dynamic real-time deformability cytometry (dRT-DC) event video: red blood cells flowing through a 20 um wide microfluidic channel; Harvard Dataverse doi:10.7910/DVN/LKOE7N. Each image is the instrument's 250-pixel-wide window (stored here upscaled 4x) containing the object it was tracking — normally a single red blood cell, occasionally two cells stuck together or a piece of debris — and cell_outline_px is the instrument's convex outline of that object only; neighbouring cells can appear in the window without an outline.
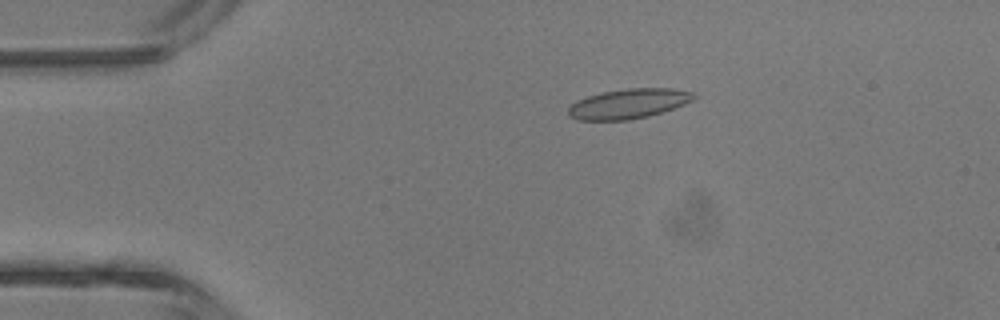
{"species": "common noctule bat (a hibernating species)", "species_latin": "Nyctalus noctula", "temperature_condition": "room temperature", "stored_images_in_passage": 44, "camera_frame_rate_fps": 3000, "um_per_image_px": 0.085, "animal": {"sex": "male", "body_mass_g": 13.3}, "frame": {"image": 1, "passage_image": 9, "time_ms": 2.667, "image_size_px": [1000, 320], "cell_outline_px": [[696, 96], [692, 100], [684, 104], [648, 116], [628, 120], [576, 120], [568, 116], [568, 108], [572, 104], [588, 96], [604, 92], [628, 88], [672, 88], [696, 92]], "centroid_in_image_um": [53.43, 8.81], "position_along_channel_um": 31.6, "area_um2": 21.62}}
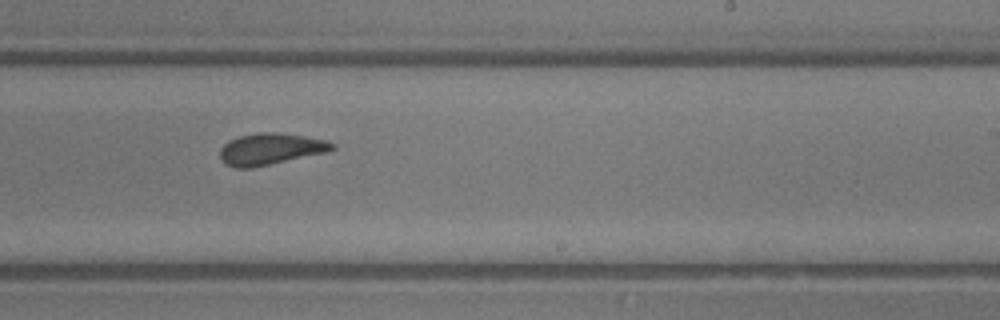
{"frame": {"image": 2, "passage_image": 27, "time_ms": 8.667, "image_size_px": [1000, 320], "cell_outline_px": [[336, 148], [328, 152], [252, 168], [236, 168], [224, 164], [220, 160], [220, 148], [228, 140], [240, 136], [260, 132], [276, 132], [304, 136], [328, 140], [336, 144]], "centroid_in_image_um": [23.0, 12.67], "position_along_channel_um": 266.0, "area_um2": 20.87}}
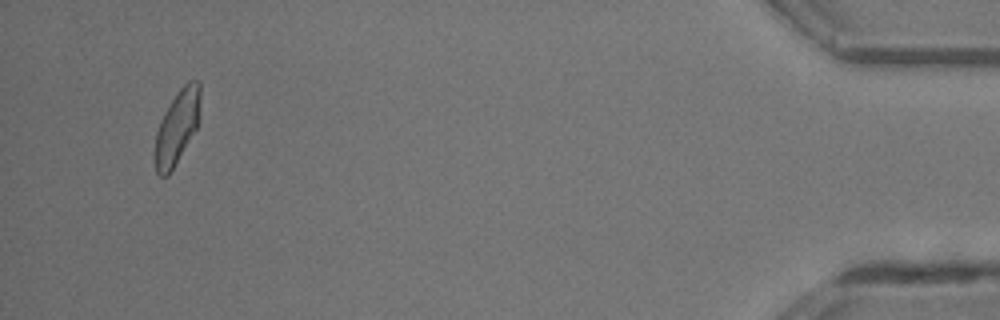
{"frame": {"image": 3, "passage_image": 42, "time_ms": 13.667, "image_size_px": [1000, 320], "cell_outline_px": [[200, 96], [196, 128], [168, 176], [160, 176], [156, 172], [156, 132], [160, 120], [164, 112], [180, 88], [188, 80], [200, 80]], "centroid_in_image_um": [15.05, 10.76], "position_along_channel_um": 420.2, "area_um2": 18.84}, "authors_computed_cell_mechanics": {"area_um2": 20.9525, "velocity_mm_per_s": 4.7213, "shape_relaxation_time_tau1_ms": 10.4796, "shape_relaxation_time_tau2_ms": 1.4654, "deformation_change_tau1": 0.2328, "deformation_change_tau2": 0.0707}}